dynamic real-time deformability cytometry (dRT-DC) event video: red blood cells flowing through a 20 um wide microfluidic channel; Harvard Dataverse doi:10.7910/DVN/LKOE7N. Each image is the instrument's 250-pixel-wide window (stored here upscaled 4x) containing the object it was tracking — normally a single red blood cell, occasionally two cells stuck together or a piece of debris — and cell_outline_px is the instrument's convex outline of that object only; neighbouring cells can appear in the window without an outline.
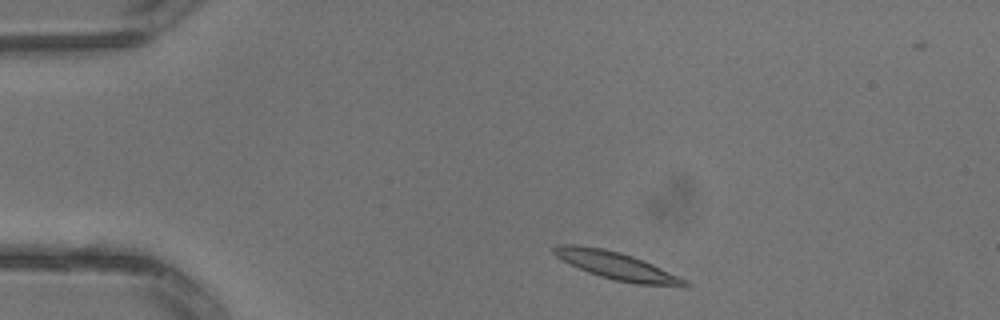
{"species": "common noctule bat (a hibernating species)", "species_latin": "Nyctalus noctula", "temperature_condition": "warm", "stored_images_in_passage": 2, "camera_frame_rate_fps": 3000, "um_per_image_px": 0.085, "animal": {"sex": "male", "body_mass_g": 13.3}, "frame": {"image": 1, "passage_image": 1, "time_ms": 0.0, "image_size_px": [1000, 320], "cell_outline_px": [[692, 284], [688, 288], [684, 288], [636, 284], [616, 280], [600, 276], [588, 272], [568, 264], [556, 256], [552, 252], [552, 248], [560, 244], [572, 244], [604, 248], [620, 252], [632, 256], [652, 264]], "centroid_in_image_um": [52.42, 22.61], "position_along_channel_um": 32.6, "area_um2": 21.1}}